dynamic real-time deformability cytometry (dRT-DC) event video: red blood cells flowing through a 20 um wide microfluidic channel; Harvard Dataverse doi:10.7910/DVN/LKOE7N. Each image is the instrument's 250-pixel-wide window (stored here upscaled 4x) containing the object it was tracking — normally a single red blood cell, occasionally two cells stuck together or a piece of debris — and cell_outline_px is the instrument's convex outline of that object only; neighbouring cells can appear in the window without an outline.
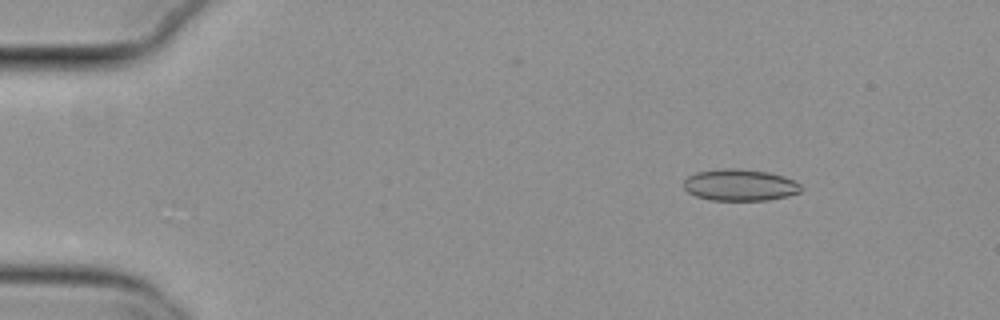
{"species": "common noctule bat (a hibernating species)", "species_latin": "Nyctalus noctula", "temperature_condition": "cold", "stored_images_in_passage": 55, "camera_frame_rate_fps": 3000, "um_per_image_px": 0.085, "animal": {"sex": "female", "body_mass_g": 29.2, "forearm_length_mm": 56.3}, "frame": {"image": 1, "passage_image": 8, "time_ms": 2.333, "image_size_px": [1000, 320], "cell_outline_px": [[804, 188], [800, 192], [788, 196], [768, 200], [712, 200], [696, 196], [688, 192], [684, 188], [684, 180], [688, 176], [696, 172], [720, 168], [740, 168], [768, 172], [784, 176], [800, 184]], "centroid_in_image_um": [62.9, 15.72], "position_along_channel_um": 22.1, "area_um2": 21.79}}
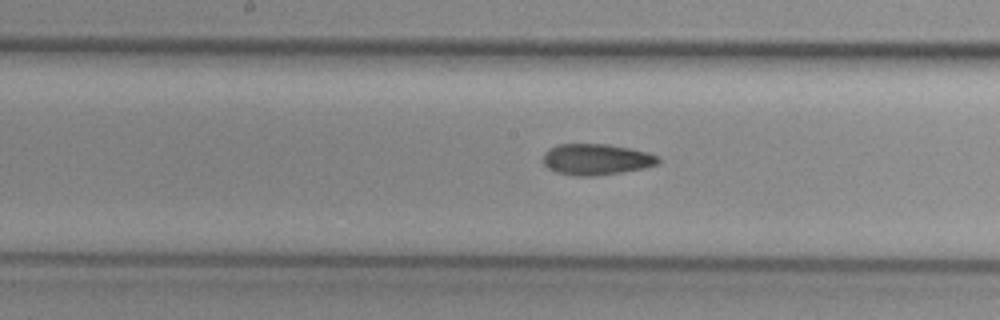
{"frame": {"image": 2, "passage_image": 29, "time_ms": 9.333, "image_size_px": [1000, 320], "cell_outline_px": [[660, 164], [644, 168], [596, 176], [576, 176], [556, 172], [548, 168], [544, 164], [544, 152], [548, 148], [556, 144], [608, 144], [648, 152], [660, 156]], "centroid_in_image_um": [50.7, 13.54], "position_along_channel_um": 197.5, "area_um2": 21.04}}
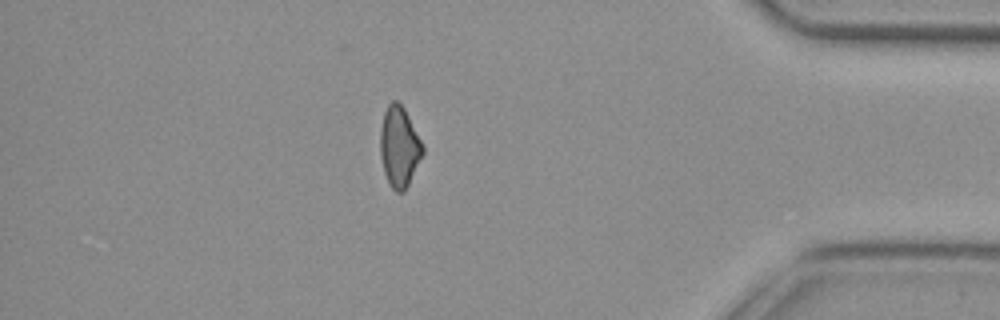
{"frame": {"image": 3, "passage_image": 48, "time_ms": 15.667, "image_size_px": [1000, 320], "cell_outline_px": [[424, 152], [404, 192], [396, 192], [388, 184], [384, 172], [380, 156], [380, 128], [384, 112], [388, 104], [392, 100], [396, 100], [404, 108], [424, 148]], "centroid_in_image_um": [33.91, 12.48], "position_along_channel_um": 401.3, "area_um2": 19.77}, "authors_computed_cell_mechanics": {"area_um2": 20.808, "velocity_mm_per_s": 3.808, "shape_relaxation_time_tau1_ms": null, "shape_relaxation_time_tau2_ms": 3.3993, "deformation_change_tau1": null, "deformation_change_tau2": 0.0928}}